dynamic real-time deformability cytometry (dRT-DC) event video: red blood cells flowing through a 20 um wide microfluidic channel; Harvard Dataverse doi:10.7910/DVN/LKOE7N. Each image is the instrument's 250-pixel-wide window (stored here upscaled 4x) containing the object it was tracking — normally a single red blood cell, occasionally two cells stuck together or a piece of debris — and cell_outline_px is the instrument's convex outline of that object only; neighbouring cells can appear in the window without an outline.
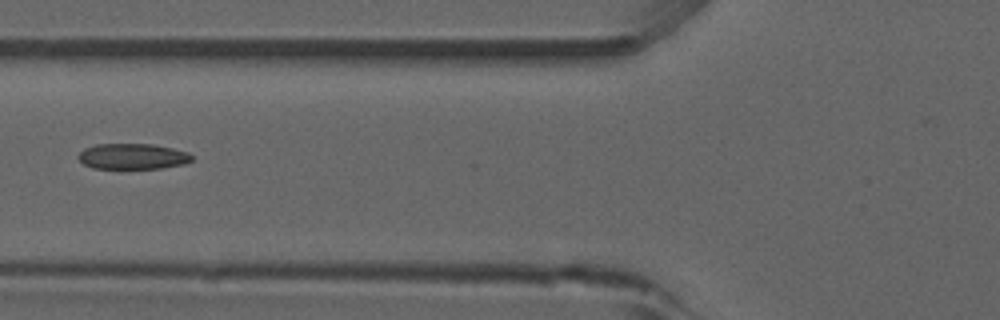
{"species": "common noctule bat (a hibernating species)", "species_latin": "Nyctalus noctula", "temperature_condition": "room temperature", "stored_images_in_passage": 6, "camera_frame_rate_fps": 3000, "um_per_image_px": 0.085, "animal": {"sex": "male", "forearm_length_mm": 52.5}, "frame": {"image": 1, "passage_image": 5, "time_ms": 5.667, "image_size_px": [1000, 320], "cell_outline_px": [[192, 160], [184, 164], [160, 168], [92, 168], [84, 164], [76, 156], [84, 148], [96, 144], [152, 144], [172, 148], [188, 152], [192, 156]], "centroid_in_image_um": [11.25, 13.29], "position_along_channel_um": 114.5, "area_um2": 16.94}}
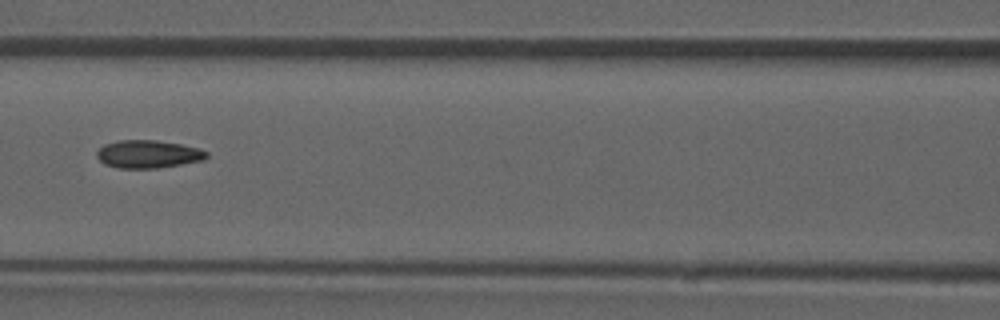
{"frame": {"image": 2, "passage_image": 6, "time_ms": 6.667, "image_size_px": [1000, 320], "cell_outline_px": [[208, 156], [204, 160], [156, 168], [116, 168], [104, 164], [96, 156], [96, 152], [104, 144], [120, 140], [156, 140], [180, 144], [200, 148], [208, 152]], "centroid_in_image_um": [12.58, 13.1], "position_along_channel_um": 154.0, "area_um2": 17.86}}